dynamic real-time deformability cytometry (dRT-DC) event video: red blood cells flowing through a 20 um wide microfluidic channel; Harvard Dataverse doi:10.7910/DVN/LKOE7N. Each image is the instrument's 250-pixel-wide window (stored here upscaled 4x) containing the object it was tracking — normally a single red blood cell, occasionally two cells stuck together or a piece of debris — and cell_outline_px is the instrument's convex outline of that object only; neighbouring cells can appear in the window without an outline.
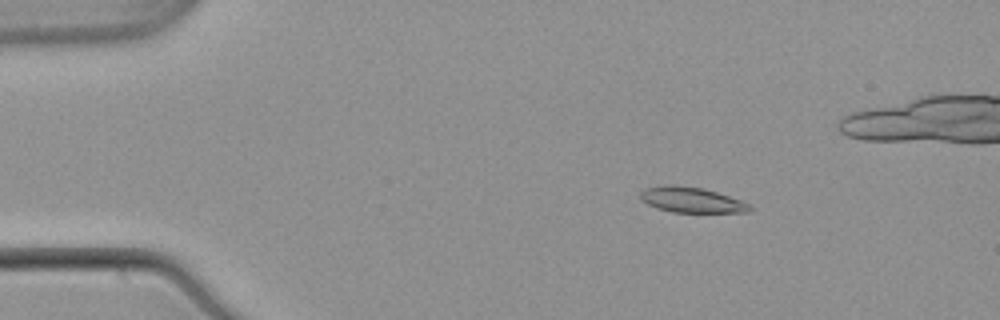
{"species": "common noctule bat (a hibernating species)", "species_latin": "Nyctalus noctula", "temperature_condition": "warm", "stored_images_in_passage": 54, "camera_frame_rate_fps": 3000, "um_per_image_px": 0.085, "animal": {"sex": "male", "body_mass_g": 21.5, "forearm_length_mm": 52.0}, "frame": {"image": 1, "passage_image": 8, "time_ms": 2.333, "image_size_px": [1000, 320], "cell_outline_px": [[752, 208], [748, 212], [672, 212], [656, 208], [640, 200], [640, 192], [644, 188], [672, 184], [704, 188], [752, 204]], "centroid_in_image_um": [58.76, 16.99], "position_along_channel_um": 26.2, "area_um2": 16.24}}
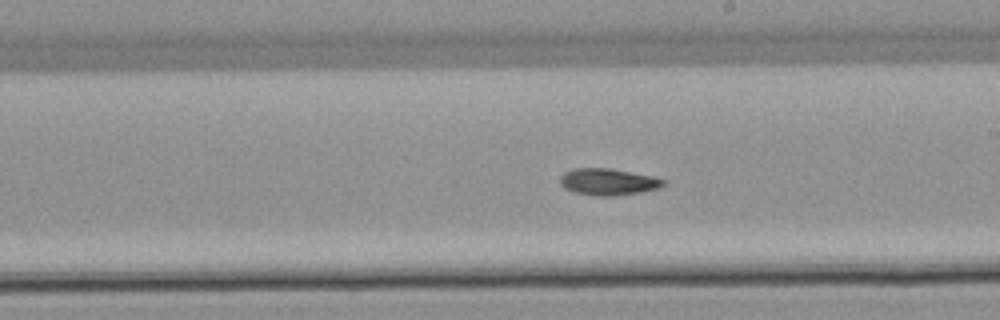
{"frame": {"image": 2, "passage_image": 30, "time_ms": 9.667, "image_size_px": [1000, 320], "cell_outline_px": [[664, 184], [660, 188], [640, 192], [612, 196], [596, 196], [576, 192], [564, 188], [560, 184], [560, 176], [564, 172], [576, 168], [608, 168], [652, 176], [664, 180]], "centroid_in_image_um": [51.66, 15.45], "position_along_channel_um": 237.3, "area_um2": 15.9}}
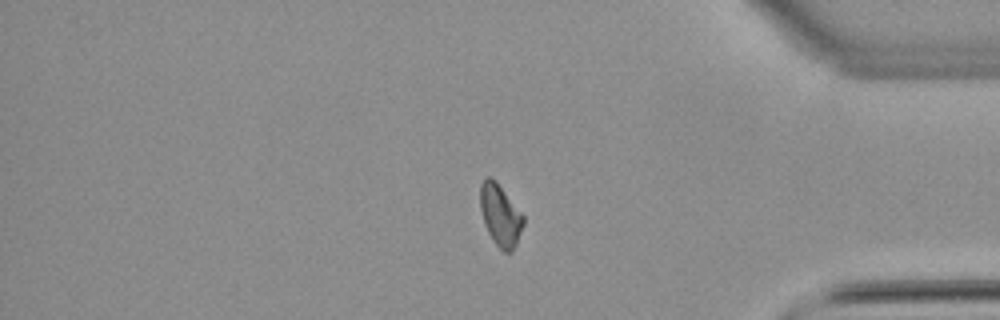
{"frame": {"image": 3, "passage_image": 44, "time_ms": 14.333, "image_size_px": [1000, 320], "cell_outline_px": [[524, 224], [516, 244], [512, 252], [504, 252], [492, 240], [484, 224], [480, 208], [480, 184], [488, 176], [496, 180], [524, 216]], "centroid_in_image_um": [42.52, 18.29], "position_along_channel_um": 392.7, "area_um2": 15.49}}